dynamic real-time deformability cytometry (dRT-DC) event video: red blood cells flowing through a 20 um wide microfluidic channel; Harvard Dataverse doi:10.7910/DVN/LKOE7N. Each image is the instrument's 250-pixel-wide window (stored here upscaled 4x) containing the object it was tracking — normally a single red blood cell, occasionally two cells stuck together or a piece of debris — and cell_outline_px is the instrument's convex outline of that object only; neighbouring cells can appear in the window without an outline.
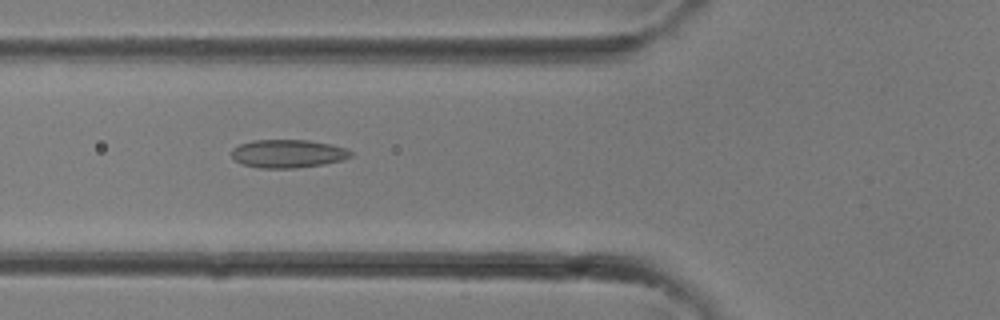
{"species": "common noctule bat (a hibernating species)", "species_latin": "Nyctalus noctula", "temperature_condition": "room temperature", "stored_images_in_passage": 32, "camera_frame_rate_fps": 3000, "um_per_image_px": 0.085, "animal": {"sex": "female"}, "frame": {"image": 1, "passage_image": 12, "time_ms": 3.667, "image_size_px": [1000, 320], "cell_outline_px": [[352, 156], [340, 160], [324, 164], [296, 168], [260, 168], [244, 164], [236, 160], [232, 156], [232, 148], [240, 144], [252, 140], [308, 140], [348, 148], [352, 152]], "centroid_in_image_um": [24.48, 13.05], "position_along_channel_um": 101.3, "area_um2": 19.48}}
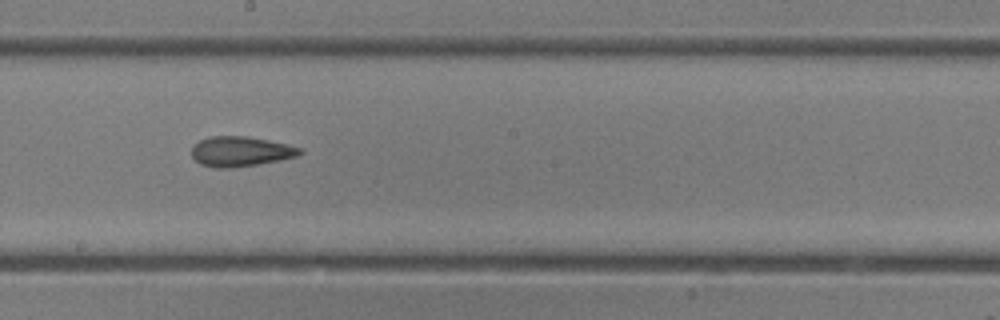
{"frame": {"image": 2, "passage_image": 18, "time_ms": 5.667, "image_size_px": [1000, 320], "cell_outline_px": [[304, 152], [296, 156], [280, 160], [256, 164], [228, 168], [216, 168], [200, 164], [192, 156], [192, 148], [200, 140], [212, 136], [248, 136], [288, 144], [304, 148]], "centroid_in_image_um": [20.49, 12.87], "position_along_channel_um": 227.7, "area_um2": 18.84}}
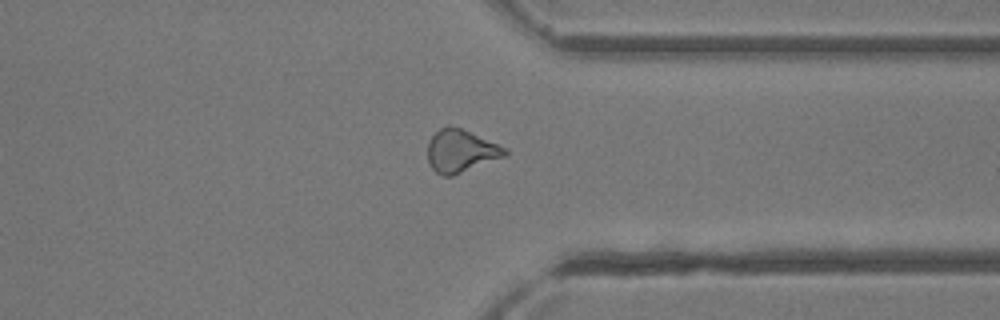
{"frame": {"image": 3, "passage_image": 25, "time_ms": 8.0, "image_size_px": [1000, 320], "cell_outline_px": [[508, 156], [452, 176], [444, 176], [436, 172], [432, 168], [428, 160], [428, 144], [432, 136], [440, 128], [448, 124], [460, 128], [508, 148]], "centroid_in_image_um": [39.2, 12.84], "position_along_channel_um": 372.2, "area_um2": 19.31}}